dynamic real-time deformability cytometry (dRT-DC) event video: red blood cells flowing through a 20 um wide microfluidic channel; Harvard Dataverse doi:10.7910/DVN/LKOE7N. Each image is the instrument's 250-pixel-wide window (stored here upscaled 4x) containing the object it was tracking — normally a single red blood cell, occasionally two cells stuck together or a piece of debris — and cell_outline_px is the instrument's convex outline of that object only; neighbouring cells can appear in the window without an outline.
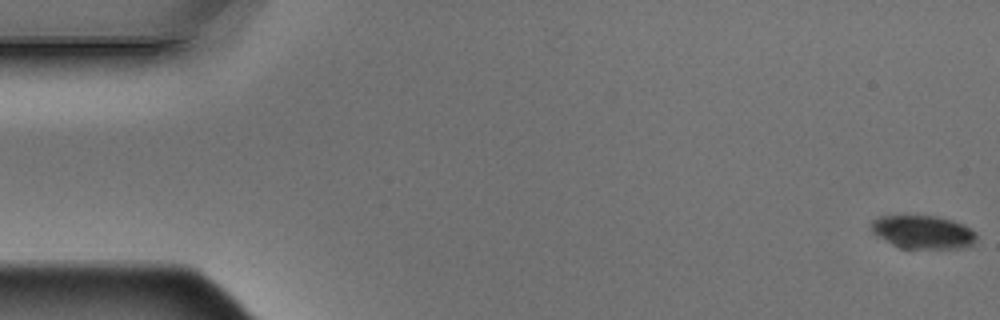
{"species": "Egyptian fruit bat (a non-hibernating species)", "species_latin": "Rousettus aegyptiacus", "temperature_condition": "warm", "stored_images_in_passage": 6, "camera_frame_rate_fps": 3000, "um_per_image_px": 0.085, "animal": {"sex": "male"}, "frame": {"image": 1, "passage_image": 1, "time_ms": 0.0, "image_size_px": [1000, 320], "cell_outline_px": [[976, 240], [972, 244], [964, 248], [900, 248], [876, 236], [872, 232], [872, 220], [876, 216], [904, 212], [936, 216], [952, 220], [964, 224], [976, 232]], "centroid_in_image_um": [78.39, 19.66], "position_along_channel_um": 6.6, "area_um2": 21.33}}
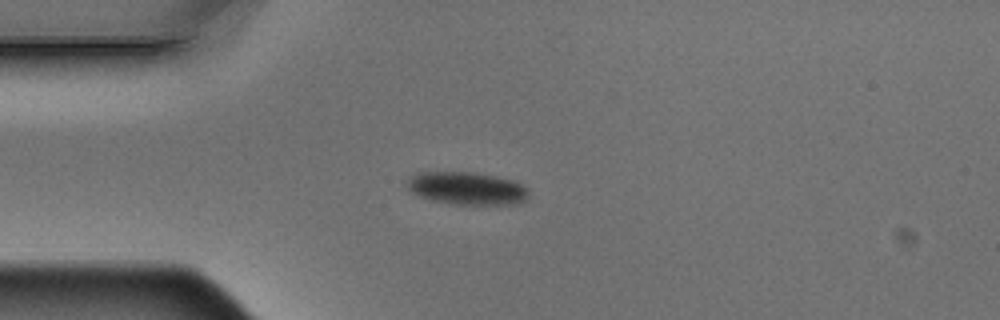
{"frame": {"image": 2, "passage_image": 5, "time_ms": 1.333, "image_size_px": [1000, 320], "cell_outline_px": [[528, 196], [520, 204], [452, 204], [432, 200], [420, 196], [412, 192], [404, 184], [408, 176], [416, 172], [472, 172], [496, 176], [512, 180], [520, 184], [528, 192]], "centroid_in_image_um": [39.61, 16.0], "position_along_channel_um": 45.4, "area_um2": 23.24}}